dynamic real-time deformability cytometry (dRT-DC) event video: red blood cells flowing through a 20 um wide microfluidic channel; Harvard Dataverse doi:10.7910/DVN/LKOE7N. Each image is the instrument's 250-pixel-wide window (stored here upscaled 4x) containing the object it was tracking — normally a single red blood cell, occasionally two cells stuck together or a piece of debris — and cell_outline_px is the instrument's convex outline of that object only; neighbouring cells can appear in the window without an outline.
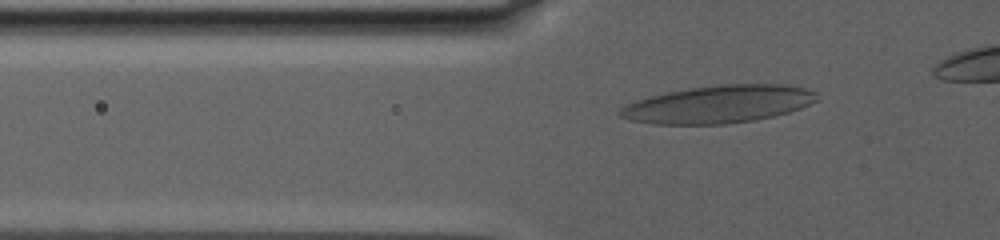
{"species": "human", "species_latin": "Homo sapiens", "temperature_condition": "warm", "stored_images_in_passage": 66, "camera_frame_rate_fps": 3000, "um_per_image_px": 0.085, "donor": {"sex": "male"}, "frame": {"image": 1, "passage_image": 14, "time_ms": 3.667, "image_size_px": [1000, 240], "cell_outline_px": [[816, 100], [800, 108], [788, 112], [756, 120], [724, 124], [656, 124], [628, 120], [620, 116], [616, 112], [620, 108], [636, 100], [668, 92], [688, 88], [720, 84], [784, 84], [804, 88], [816, 92]], "centroid_in_image_um": [61.04, 8.86], "position_along_channel_um": 64.8, "area_um2": 42.95}}
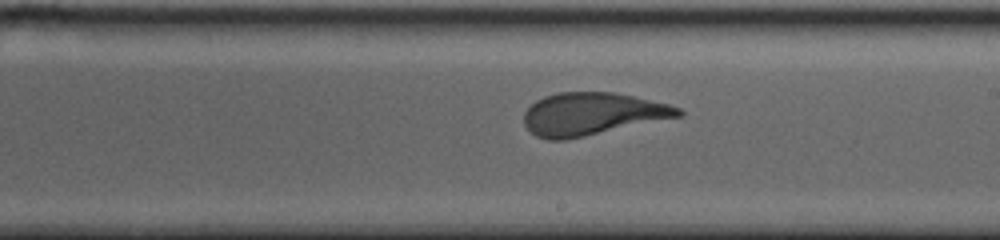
{"frame": {"image": 2, "passage_image": 36, "time_ms": 10.667, "image_size_px": [1000, 240], "cell_outline_px": [[684, 116], [564, 140], [548, 140], [536, 136], [524, 124], [524, 112], [536, 100], [544, 96], [556, 92], [612, 92], [632, 96], [668, 104], [680, 108], [684, 112]], "centroid_in_image_um": [50.34, 9.68], "position_along_channel_um": 238.7, "area_um2": 38.21}}
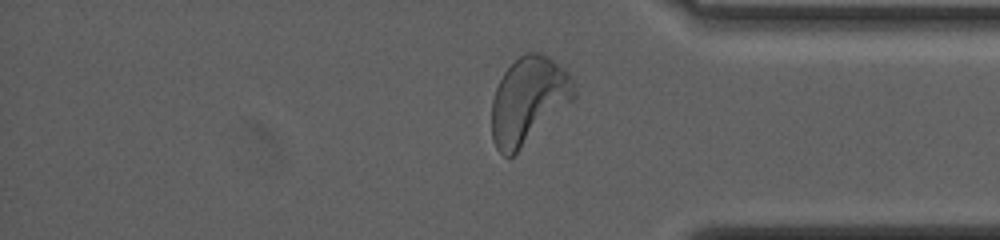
{"frame": {"image": 3, "passage_image": 58, "time_ms": 16.667, "image_size_px": [1000, 240], "cell_outline_px": [[576, 96], [572, 100], [512, 156], [504, 156], [496, 148], [492, 140], [492, 100], [496, 88], [504, 72], [524, 52], [540, 52], [548, 56], [564, 68], [572, 76], [576, 92]], "centroid_in_image_um": [44.91, 8.5], "position_along_channel_um": 390.3, "area_um2": 41.1}}